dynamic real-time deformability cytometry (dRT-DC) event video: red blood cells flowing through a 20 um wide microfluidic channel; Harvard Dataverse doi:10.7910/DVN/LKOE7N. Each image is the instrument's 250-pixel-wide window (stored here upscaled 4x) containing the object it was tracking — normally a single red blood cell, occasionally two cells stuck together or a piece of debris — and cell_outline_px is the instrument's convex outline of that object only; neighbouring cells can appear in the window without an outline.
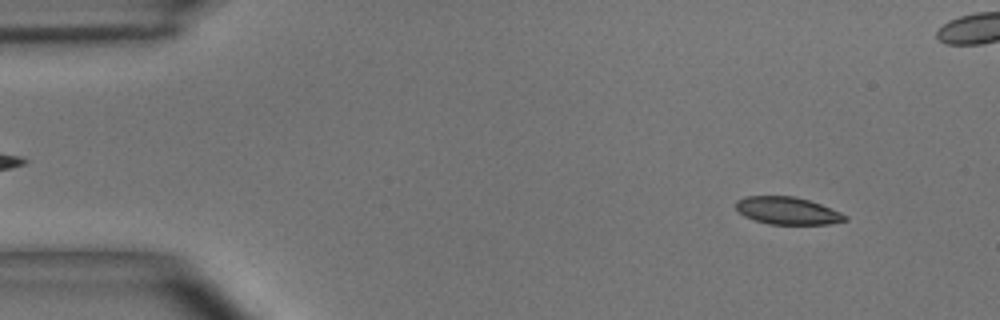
{"species": "common noctule bat (a hibernating species)", "species_latin": "Nyctalus noctula", "temperature_condition": "room temperature", "stored_images_in_passage": 48, "camera_frame_rate_fps": 3000, "um_per_image_px": 0.085, "animal": {"sex": "male", "body_mass_g": 15.6}, "frame": {"image": 1, "passage_image": 3, "time_ms": 0.667, "image_size_px": [1000, 320], "cell_outline_px": [[848, 220], [828, 224], [768, 224], [744, 216], [736, 208], [736, 200], [744, 196], [796, 196], [820, 204], [840, 212], [848, 216]], "centroid_in_image_um": [66.93, 17.9], "position_along_channel_um": 18.1, "area_um2": 17.4}}
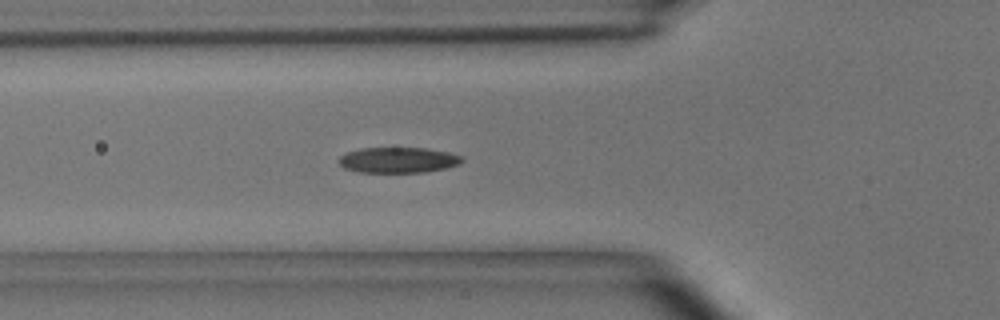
{"frame": {"image": 2, "passage_image": 15, "time_ms": 4.667, "image_size_px": [1000, 320], "cell_outline_px": [[464, 160], [460, 164], [444, 168], [424, 172], [360, 172], [344, 168], [336, 160], [340, 156], [348, 152], [360, 148], [428, 148], [448, 152], [464, 156]], "centroid_in_image_um": [33.86, 13.6], "position_along_channel_um": 91.9, "area_um2": 18.44}}
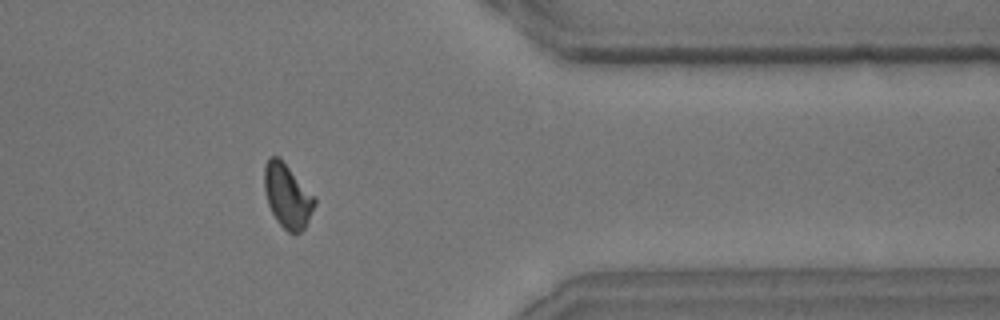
{"frame": {"image": 3, "passage_image": 38, "time_ms": 12.333, "image_size_px": [1000, 320], "cell_outline_px": [[316, 204], [304, 228], [300, 232], [288, 232], [276, 220], [268, 204], [264, 188], [264, 168], [268, 160], [272, 156], [280, 156], [316, 200]], "centroid_in_image_um": [24.41, 16.64], "position_along_channel_um": 387.0, "area_um2": 18.38}, "authors_computed_cell_mechanics": {"area_um2": 18.3226, "velocity_mm_per_s": 4.0631, "shape_relaxation_time_tau1_ms": 4.204, "shape_relaxation_time_tau2_ms": 1.9594, "deformation_change_tau1": 0.1323, "deformation_change_tau2": 0.0783}}